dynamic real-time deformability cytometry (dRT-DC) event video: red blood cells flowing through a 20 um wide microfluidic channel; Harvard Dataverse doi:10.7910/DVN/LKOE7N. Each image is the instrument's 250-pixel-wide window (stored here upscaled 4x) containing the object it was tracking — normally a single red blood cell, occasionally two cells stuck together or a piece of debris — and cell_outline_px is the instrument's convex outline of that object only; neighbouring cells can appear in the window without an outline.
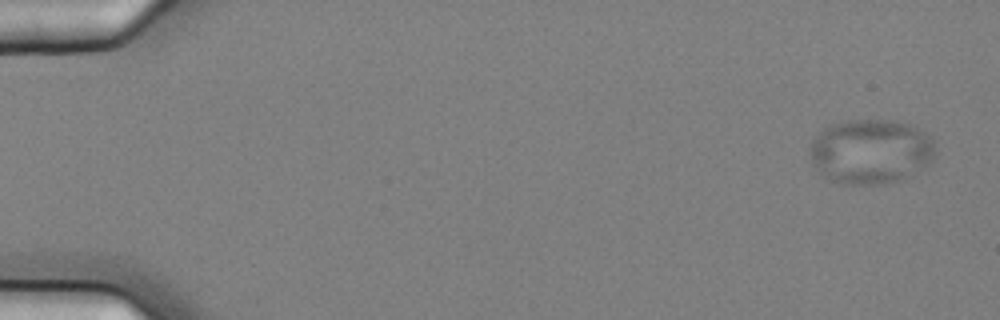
{"species": "common noctule bat (a hibernating species)", "species_latin": "Nyctalus noctula", "temperature_condition": "cold", "stored_images_in_passage": 5, "camera_frame_rate_fps": 3000, "um_per_image_px": 0.085, "animal": {"sex": "female", "body_mass_g": 25.1}, "frame": {"image": 1, "passage_image": 1, "time_ms": 0.0, "image_size_px": [1000, 320], "cell_outline_px": [[936, 156], [928, 164], [900, 180], [884, 184], [844, 184], [828, 180], [812, 164], [808, 152], [808, 148], [812, 140], [828, 124], [848, 120], [896, 120], [920, 128], [932, 140], [936, 148]], "centroid_in_image_um": [73.98, 12.87], "position_along_channel_um": 11.0, "area_um2": 47.8}}